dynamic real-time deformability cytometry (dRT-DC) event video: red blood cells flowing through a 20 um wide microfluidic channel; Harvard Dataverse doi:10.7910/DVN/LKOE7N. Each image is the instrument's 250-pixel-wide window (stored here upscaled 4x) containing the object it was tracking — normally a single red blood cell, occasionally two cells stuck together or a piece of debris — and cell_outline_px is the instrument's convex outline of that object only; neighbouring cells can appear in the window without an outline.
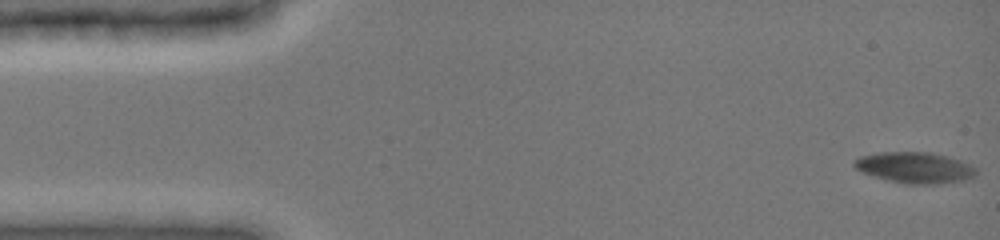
{"species": "common noctule bat (a hibernating species)", "species_latin": "Nyctalus noctula", "temperature_condition": "cold", "stored_images_in_passage": 49, "camera_frame_rate_fps": 3000, "um_per_image_px": 0.085, "animal": {"sex": "female", "body_mass_g": 19.0, "forearm_length_mm": 51.5}, "frame": {"image": 1, "passage_image": 1, "time_ms": 0.0, "image_size_px": [1000, 240], "cell_outline_px": [[976, 172], [972, 176], [960, 180], [916, 184], [912, 184], [892, 180], [876, 176], [864, 172], [856, 168], [852, 164], [860, 156], [876, 152], [932, 152], [948, 156], [960, 160], [976, 168]], "centroid_in_image_um": [77.73, 14.2], "position_along_channel_um": 7.3, "area_um2": 21.21}}
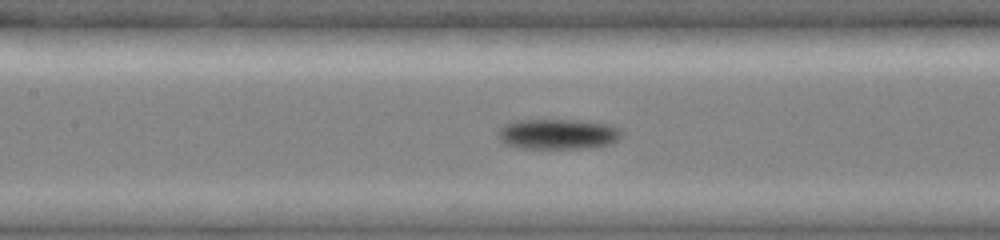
{"frame": {"image": 2, "passage_image": 22, "time_ms": 7.0, "image_size_px": [1000, 240], "cell_outline_px": [[624, 132], [612, 144], [580, 148], [520, 148], [504, 144], [496, 136], [496, 132], [508, 120], [584, 120], [612, 124], [620, 128]], "centroid_in_image_um": [47.39, 11.38], "position_along_channel_um": 160.0, "area_um2": 22.31}}
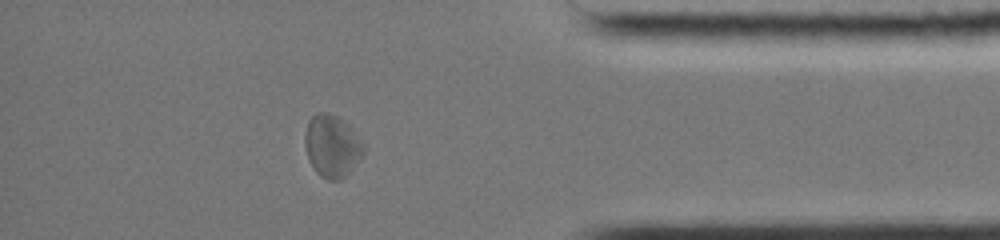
{"frame": {"image": 3, "passage_image": 42, "time_ms": 13.667, "image_size_px": [1000, 240], "cell_outline_px": [[364, 152], [348, 172], [340, 180], [328, 180], [320, 176], [316, 172], [308, 160], [304, 144], [304, 136], [308, 120], [316, 112], [328, 112], [344, 120], [364, 140]], "centroid_in_image_um": [28.21, 12.38], "position_along_channel_um": 407.0, "area_um2": 21.5}, "authors_computed_cell_mechanics": {"area_um2": 20.808, "velocity_mm_per_s": 3.9209, "shape_relaxation_time_tau1_ms": null, "shape_relaxation_time_tau2_ms": 8.5718, "deformation_change_tau1": null, "deformation_change_tau2": 0.167}}